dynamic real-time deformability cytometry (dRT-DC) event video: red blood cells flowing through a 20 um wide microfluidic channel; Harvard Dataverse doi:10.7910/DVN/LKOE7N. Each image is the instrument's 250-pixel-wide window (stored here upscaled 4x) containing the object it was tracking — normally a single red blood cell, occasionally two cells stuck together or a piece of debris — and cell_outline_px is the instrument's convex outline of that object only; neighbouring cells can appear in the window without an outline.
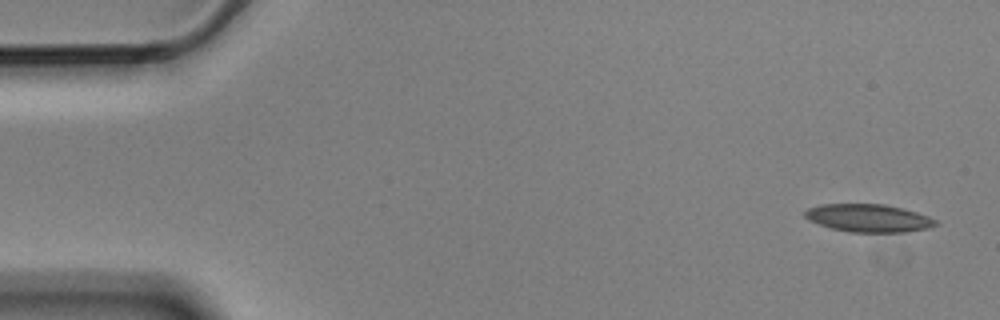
{"species": "Egyptian fruit bat (a non-hibernating species)", "species_latin": "Rousettus aegyptiacus", "temperature_condition": "cold", "stored_images_in_passage": 4, "camera_frame_rate_fps": 3000, "um_per_image_px": 0.085, "animal": {"sex": "male"}, "frame": {"image": 1, "passage_image": 1, "time_ms": 0.0, "image_size_px": [1000, 320], "cell_outline_px": [[936, 224], [928, 228], [904, 232], [848, 232], [832, 228], [808, 220], [804, 216], [804, 212], [808, 208], [820, 204], [884, 204], [916, 212], [928, 216], [936, 220]], "centroid_in_image_um": [73.79, 18.53], "position_along_channel_um": 11.2, "area_um2": 21.04}}